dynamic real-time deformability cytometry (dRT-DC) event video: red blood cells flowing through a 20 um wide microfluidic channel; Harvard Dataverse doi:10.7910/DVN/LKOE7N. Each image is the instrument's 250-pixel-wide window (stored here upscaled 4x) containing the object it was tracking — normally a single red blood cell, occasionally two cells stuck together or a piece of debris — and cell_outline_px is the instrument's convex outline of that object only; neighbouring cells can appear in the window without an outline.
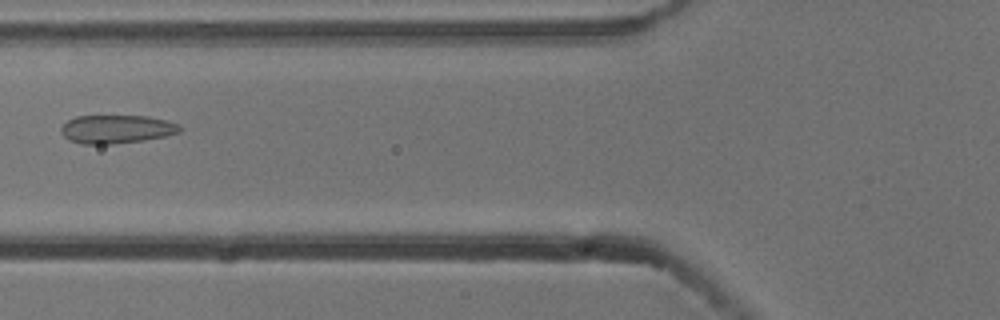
{"species": "common noctule bat (a hibernating species)", "species_latin": "Nyctalus noctula", "temperature_condition": "cold", "stored_images_in_passage": 7, "camera_frame_rate_fps": 3000, "um_per_image_px": 0.085, "animal": {"sex": "male", "body_mass_g": 13.3}, "frame": {"image": 1, "passage_image": 6, "time_ms": 1.667, "image_size_px": [1000, 320], "cell_outline_px": [[184, 128], [180, 132], [164, 136], [144, 140], [112, 144], [80, 144], [68, 140], [60, 132], [60, 128], [68, 120], [76, 116], [148, 116], [180, 124]], "centroid_in_image_um": [9.9, 10.98], "position_along_channel_um": 115.9, "area_um2": 19.77}}
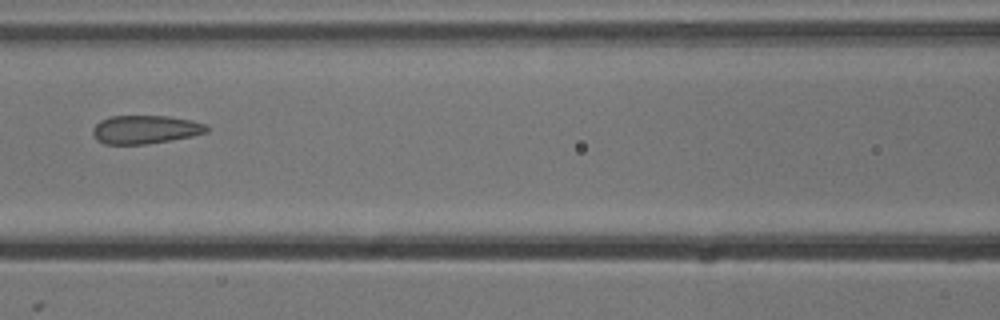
{"frame": {"image": 2, "passage_image": 7, "time_ms": 2.0, "image_size_px": [1000, 320], "cell_outline_px": [[208, 132], [192, 136], [148, 144], [104, 144], [96, 140], [92, 136], [92, 128], [100, 120], [112, 116], [168, 116], [192, 120], [208, 124]], "centroid_in_image_um": [12.34, 11.01], "position_along_channel_um": 154.3, "area_um2": 19.07}}